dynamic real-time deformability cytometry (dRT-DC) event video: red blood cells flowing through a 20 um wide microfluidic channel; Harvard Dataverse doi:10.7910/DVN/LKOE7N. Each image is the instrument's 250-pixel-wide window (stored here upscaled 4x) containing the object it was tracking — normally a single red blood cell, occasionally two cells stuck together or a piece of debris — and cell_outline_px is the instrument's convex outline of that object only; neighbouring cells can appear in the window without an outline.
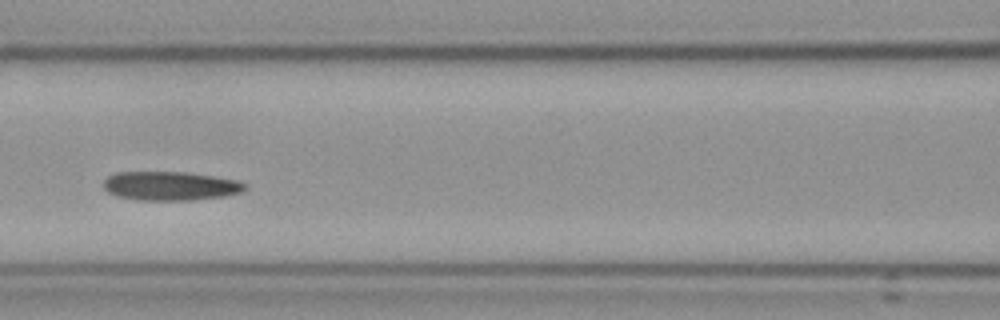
{"species": "Egyptian fruit bat (a non-hibernating species)", "species_latin": "Rousettus aegyptiacus", "temperature_condition": "cold", "stored_images_in_passage": 14, "camera_frame_rate_fps": 3000, "um_per_image_px": 0.085, "frame": {"image": 1, "passage_image": 5, "time_ms": 4.667, "image_size_px": [1000, 320], "cell_outline_px": [[248, 188], [244, 192], [224, 196], [196, 200], [136, 200], [116, 196], [108, 192], [104, 188], [104, 180], [108, 176], [116, 172], [184, 172], [212, 176], [236, 180], [248, 184]], "centroid_in_image_um": [14.5, 15.81], "position_along_channel_um": 152.1, "area_um2": 24.04}, "authors_computed_cell_mechanics": {"area_um2": 23.9292, "velocity_mm_per_s": 3.5481, "shape_relaxation_time_tau1_ms": null, "shape_relaxation_time_tau2_ms": 5.7502, "deformation_change_tau1": null, "deformation_change_tau2": 0.102}}